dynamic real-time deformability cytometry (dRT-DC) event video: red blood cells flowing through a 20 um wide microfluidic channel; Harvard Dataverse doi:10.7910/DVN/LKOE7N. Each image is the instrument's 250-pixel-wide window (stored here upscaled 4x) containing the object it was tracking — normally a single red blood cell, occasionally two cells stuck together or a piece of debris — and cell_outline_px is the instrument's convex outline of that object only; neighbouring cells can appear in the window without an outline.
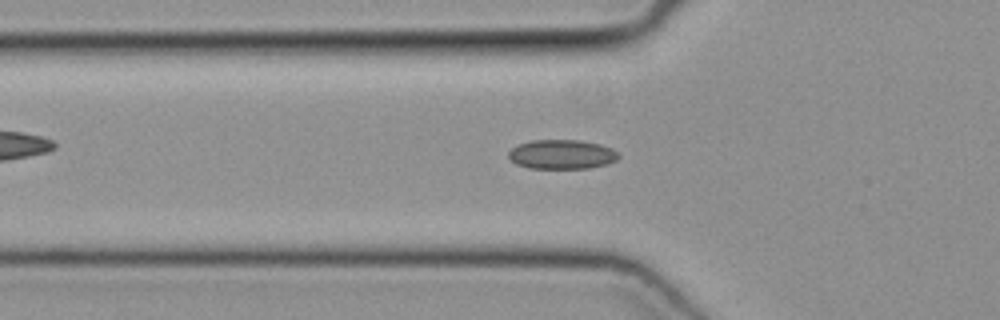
{"species": "common noctule bat (a hibernating species)", "species_latin": "Nyctalus noctula", "temperature_condition": "cold", "stored_images_in_passage": 50, "camera_frame_rate_fps": 3000, "um_per_image_px": 0.085, "animal": {"sex": "female", "body_mass_g": 19.3, "forearm_length_mm": 54.1}, "frame": {"image": 1, "passage_image": 18, "time_ms": 5.667, "image_size_px": [1000, 320], "cell_outline_px": [[620, 156], [616, 160], [608, 164], [588, 168], [528, 168], [516, 164], [508, 156], [508, 152], [512, 148], [520, 144], [532, 140], [580, 140], [600, 144], [612, 148]], "centroid_in_image_um": [47.76, 13.12], "position_along_channel_um": 78.0, "area_um2": 18.79}}
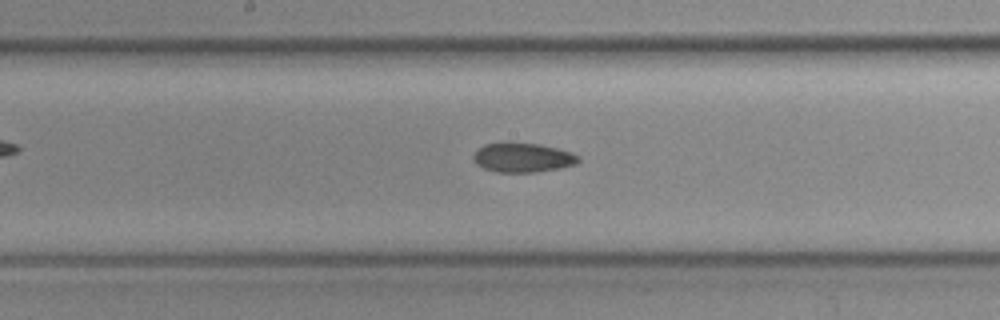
{"frame": {"image": 2, "passage_image": 27, "time_ms": 8.667, "image_size_px": [1000, 320], "cell_outline_px": [[580, 160], [576, 164], [560, 168], [536, 172], [496, 172], [484, 168], [476, 164], [472, 160], [472, 156], [484, 144], [540, 144], [572, 152], [580, 156]], "centroid_in_image_um": [44.46, 13.42], "position_along_channel_um": 203.7, "area_um2": 17.69}}
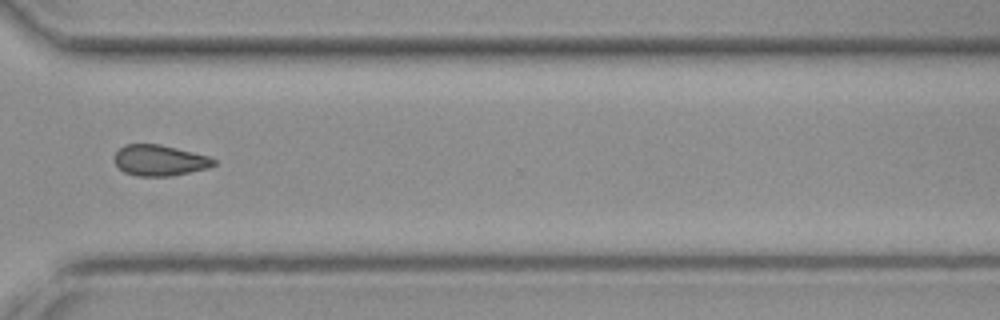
{"frame": {"image": 3, "passage_image": 38, "time_ms": 12.333, "image_size_px": [1000, 320], "cell_outline_px": [[216, 164], [208, 168], [172, 176], [136, 176], [124, 172], [116, 164], [116, 152], [124, 144], [160, 144], [208, 156], [216, 160]], "centroid_in_image_um": [13.58, 13.63], "position_along_channel_um": 357.0, "area_um2": 17.74}}